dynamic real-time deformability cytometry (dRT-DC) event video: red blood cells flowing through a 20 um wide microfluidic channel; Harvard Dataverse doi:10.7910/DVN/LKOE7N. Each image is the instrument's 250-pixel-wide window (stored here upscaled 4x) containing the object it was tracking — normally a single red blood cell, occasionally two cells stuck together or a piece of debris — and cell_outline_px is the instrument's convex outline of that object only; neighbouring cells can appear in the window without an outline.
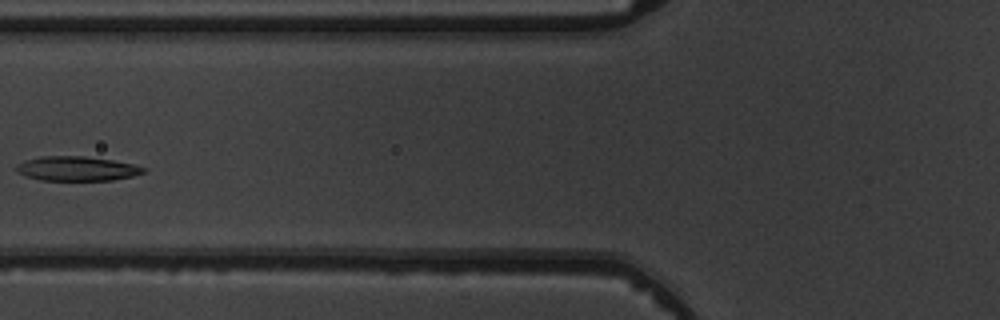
{"species": "common noctule bat (a hibernating species)", "species_latin": "Nyctalus noctula", "temperature_condition": "warm", "stored_images_in_passage": 4, "camera_frame_rate_fps": 3000, "um_per_image_px": 0.085, "animal": {"sex": "male", "body_mass_g": 19.5, "forearm_length_mm": 54.6}, "frame": {"image": 1, "passage_image": 3, "time_ms": 2.333, "image_size_px": [1000, 320], "cell_outline_px": [[148, 168], [144, 172], [132, 176], [112, 180], [40, 180], [24, 176], [16, 172], [16, 164], [24, 160], [40, 156], [84, 156], [112, 160], [136, 164]], "centroid_in_image_um": [6.51, 14.33], "position_along_channel_um": 119.3, "area_um2": 18.32}}
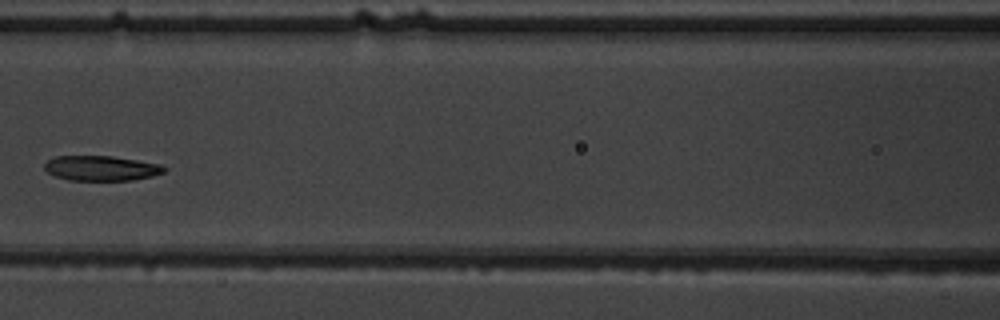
{"frame": {"image": 2, "passage_image": 4, "time_ms": 3.333, "image_size_px": [1000, 320], "cell_outline_px": [[168, 168], [164, 172], [152, 176], [132, 180], [68, 180], [56, 176], [48, 172], [44, 168], [44, 164], [48, 160], [56, 156], [112, 156], [160, 164]], "centroid_in_image_um": [8.61, 14.3], "position_along_channel_um": 158.0, "area_um2": 17.34}}